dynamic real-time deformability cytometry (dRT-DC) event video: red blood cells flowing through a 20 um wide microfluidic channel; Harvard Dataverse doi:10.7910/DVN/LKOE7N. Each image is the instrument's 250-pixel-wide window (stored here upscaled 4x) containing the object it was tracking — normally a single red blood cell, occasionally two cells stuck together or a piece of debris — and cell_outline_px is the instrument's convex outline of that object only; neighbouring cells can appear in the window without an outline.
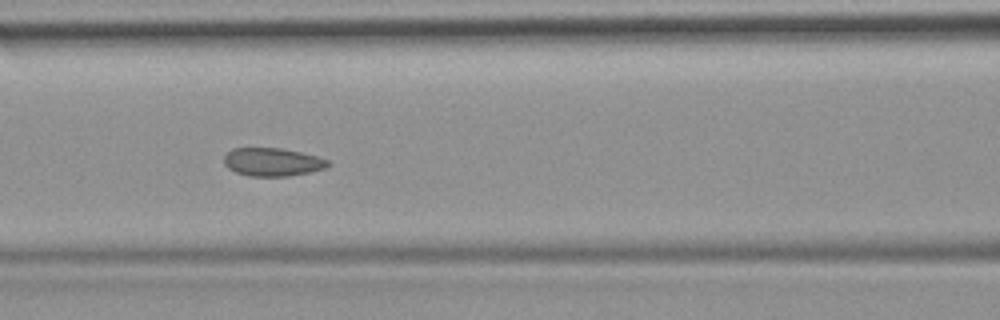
{"species": "common noctule bat (a hibernating species)", "species_latin": "Nyctalus noctula", "temperature_condition": "room temperature", "stored_images_in_passage": 52, "camera_frame_rate_fps": 3000, "um_per_image_px": 0.085, "animal": {"sex": "female", "body_mass_g": 19.9}, "frame": {"image": 1, "passage_image": 23, "time_ms": 7.333, "image_size_px": [1000, 320], "cell_outline_px": [[332, 164], [328, 168], [288, 176], [248, 176], [236, 172], [228, 168], [224, 164], [224, 156], [232, 148], [280, 148], [300, 152], [316, 156], [328, 160]], "centroid_in_image_um": [23.17, 13.77], "position_along_channel_um": 143.4, "area_um2": 17.11}, "authors_computed_cell_mechanics": {"area_um2": 18.0336, "velocity_mm_per_s": 3.9134, "shape_relaxation_time_tau1_ms": null, "shape_relaxation_time_tau2_ms": 1.0234, "deformation_change_tau1": null, "deformation_change_tau2": 0.0483}}